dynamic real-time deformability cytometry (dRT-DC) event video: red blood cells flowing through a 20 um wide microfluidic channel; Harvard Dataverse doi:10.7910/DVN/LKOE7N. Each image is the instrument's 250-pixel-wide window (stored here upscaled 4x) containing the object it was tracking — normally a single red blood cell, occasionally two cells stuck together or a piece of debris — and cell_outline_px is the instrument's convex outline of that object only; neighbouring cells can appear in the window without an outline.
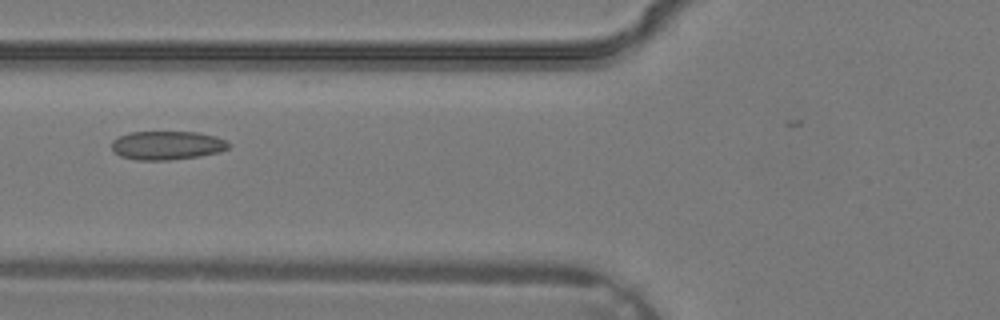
{"species": "common noctule bat (a hibernating species)", "species_latin": "Nyctalus noctula", "temperature_condition": "warm", "stored_images_in_passage": 5, "camera_frame_rate_fps": 3000, "um_per_image_px": 0.085, "animal": {"sex": "male", "body_mass_g": 19.2, "forearm_length_mm": 51.8}, "frame": {"image": 1, "passage_image": 5, "time_ms": 1.333, "image_size_px": [1000, 320], "cell_outline_px": [[232, 144], [228, 148], [220, 152], [200, 156], [168, 160], [136, 160], [120, 156], [112, 152], [112, 140], [128, 132], [196, 132], [216, 136]], "centroid_in_image_um": [14.19, 12.36], "position_along_channel_um": 111.6, "area_um2": 19.71}}